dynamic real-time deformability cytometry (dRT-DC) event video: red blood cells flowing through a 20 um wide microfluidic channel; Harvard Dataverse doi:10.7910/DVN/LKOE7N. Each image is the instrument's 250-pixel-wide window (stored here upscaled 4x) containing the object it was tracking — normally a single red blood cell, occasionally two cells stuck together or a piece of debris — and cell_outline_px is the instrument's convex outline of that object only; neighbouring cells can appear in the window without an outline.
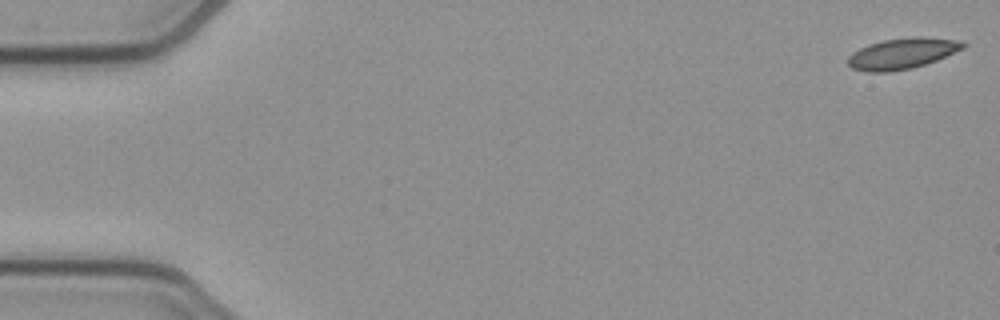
{"species": "common noctule bat (a hibernating species)", "species_latin": "Nyctalus noctula", "temperature_condition": "cold", "stored_images_in_passage": 47, "camera_frame_rate_fps": 3000, "um_per_image_px": 0.085, "animal": {"sex": "female", "body_mass_g": 21.9}, "frame": {"image": 1, "passage_image": 1, "time_ms": 0.0, "image_size_px": [1000, 320], "cell_outline_px": [[968, 44], [964, 48], [936, 60], [912, 68], [888, 72], [864, 72], [852, 68], [848, 64], [848, 56], [852, 52], [868, 44], [884, 40], [912, 36], [924, 36], [956, 40]], "centroid_in_image_um": [76.67, 4.54], "position_along_channel_um": 8.3, "area_um2": 20.75}}
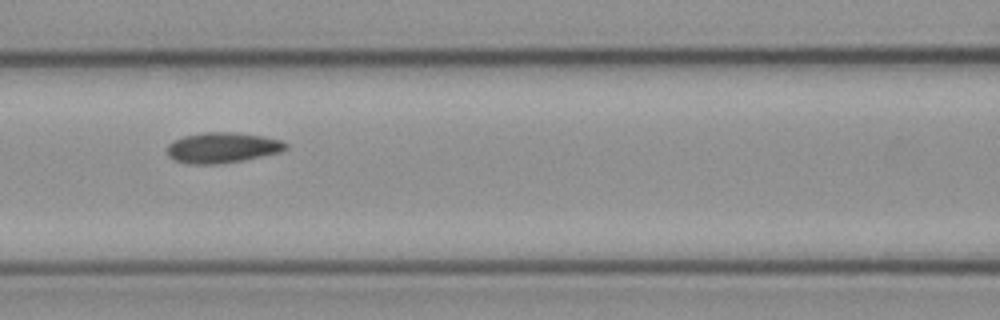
{"frame": {"image": 2, "passage_image": 23, "time_ms": 7.333, "image_size_px": [1000, 320], "cell_outline_px": [[288, 148], [280, 152], [244, 160], [216, 164], [188, 164], [172, 160], [168, 156], [168, 144], [184, 136], [204, 132], [232, 132], [264, 136], [280, 140], [288, 144]], "centroid_in_image_um": [18.9, 12.56], "position_along_channel_um": 147.7, "area_um2": 21.1}}
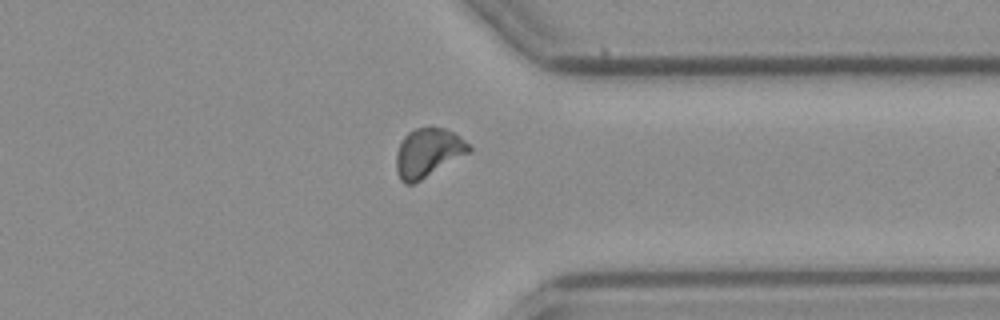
{"frame": {"image": 3, "passage_image": 41, "time_ms": 13.333, "image_size_px": [1000, 320], "cell_outline_px": [[472, 152], [420, 180], [412, 184], [404, 184], [400, 180], [396, 172], [396, 152], [404, 136], [408, 132], [416, 128], [444, 128], [460, 136], [472, 148]], "centroid_in_image_um": [36.38, 13.0], "position_along_channel_um": 375.0, "area_um2": 20.69}}